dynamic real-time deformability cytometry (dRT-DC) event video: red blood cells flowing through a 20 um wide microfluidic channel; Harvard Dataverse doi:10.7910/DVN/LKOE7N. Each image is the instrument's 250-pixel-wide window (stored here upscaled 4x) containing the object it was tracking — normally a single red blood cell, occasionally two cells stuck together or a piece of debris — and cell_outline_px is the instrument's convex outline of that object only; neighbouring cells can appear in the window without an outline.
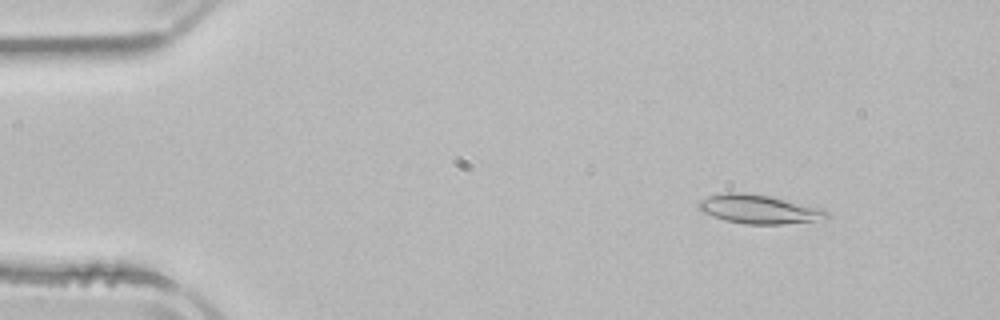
{"species": "common noctule bat (a hibernating species)", "species_latin": "Nyctalus noctula", "temperature_condition": "room temperature", "stored_images_in_passage": 4, "camera_frame_rate_fps": 3000, "um_per_image_px": 0.085, "animal": {"sex": "male", "body_mass_g": 21.5, "forearm_length_mm": 52.0}, "frame": {"image": 1, "passage_image": 2, "time_ms": 1.333, "image_size_px": [1000, 320], "cell_outline_px": [[832, 216], [816, 220], [784, 224], [744, 224], [724, 220], [712, 216], [696, 208], [696, 204], [700, 200], [708, 196], [724, 192], [744, 192], [768, 196], [820, 208], [828, 212]], "centroid_in_image_um": [64.44, 17.78], "position_along_channel_um": 20.6, "area_um2": 21.44}}